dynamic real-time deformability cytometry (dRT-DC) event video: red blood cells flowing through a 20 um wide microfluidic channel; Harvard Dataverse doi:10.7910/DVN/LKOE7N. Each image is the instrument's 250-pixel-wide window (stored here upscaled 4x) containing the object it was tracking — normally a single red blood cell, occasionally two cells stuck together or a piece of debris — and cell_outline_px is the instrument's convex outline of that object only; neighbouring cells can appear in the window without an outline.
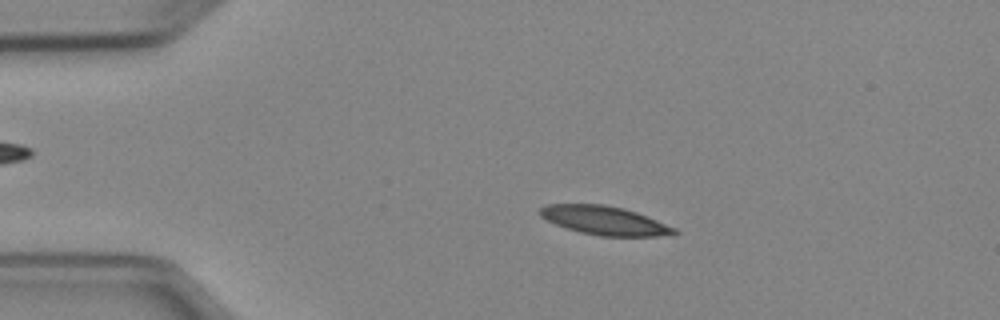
{"species": "Egyptian fruit bat (a non-hibernating species)", "species_latin": "Rousettus aegyptiacus", "temperature_condition": "cold", "stored_images_in_passage": 4, "camera_frame_rate_fps": 3000, "um_per_image_px": 0.085, "animal": {"sex": "female"}, "frame": {"image": 1, "passage_image": 3, "time_ms": 2.333, "image_size_px": [1000, 320], "cell_outline_px": [[680, 232], [672, 236], [600, 236], [580, 232], [556, 224], [540, 216], [540, 208], [548, 204], [604, 204], [624, 208], [636, 212], [676, 228]], "centroid_in_image_um": [51.44, 18.75], "position_along_channel_um": 33.6, "area_um2": 22.43}}